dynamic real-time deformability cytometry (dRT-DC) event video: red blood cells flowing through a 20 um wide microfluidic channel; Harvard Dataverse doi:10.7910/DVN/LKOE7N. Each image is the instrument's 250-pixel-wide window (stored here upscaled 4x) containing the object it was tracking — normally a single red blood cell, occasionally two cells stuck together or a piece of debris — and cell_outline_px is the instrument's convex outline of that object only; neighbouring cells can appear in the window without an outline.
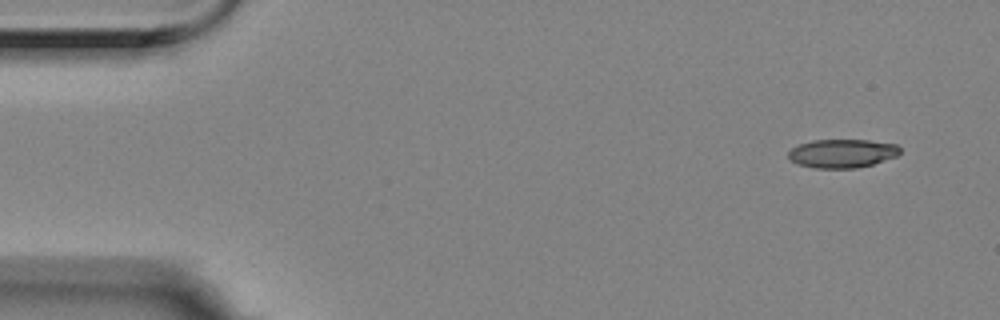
{"species": "Egyptian fruit bat (a non-hibernating species)", "species_latin": "Rousettus aegyptiacus", "temperature_condition": "room temperature", "stored_images_in_passage": 6, "camera_frame_rate_fps": 3000, "um_per_image_px": 0.085, "animal": {"sex": "female"}, "frame": {"image": 1, "passage_image": 1, "time_ms": 0.0, "image_size_px": [1000, 320], "cell_outline_px": [[900, 152], [896, 156], [872, 164], [856, 168], [812, 168], [796, 164], [788, 156], [788, 152], [792, 148], [800, 144], [812, 140], [868, 140], [896, 144], [900, 148]], "centroid_in_image_um": [71.56, 13.04], "position_along_channel_um": 13.4, "area_um2": 18.55}}
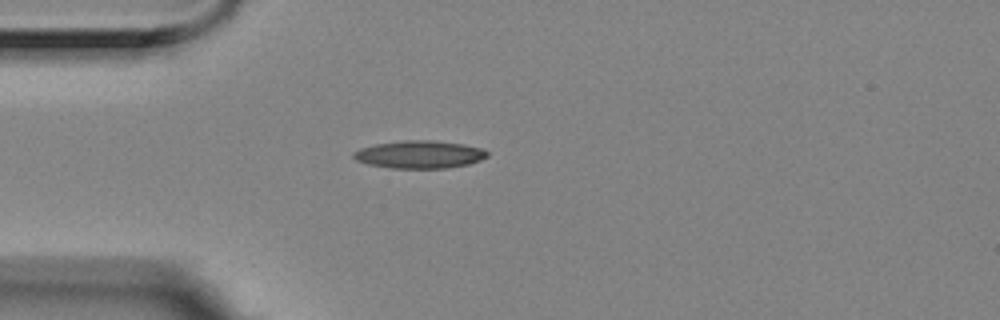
{"frame": {"image": 2, "passage_image": 4, "time_ms": 1.0, "image_size_px": [1000, 320], "cell_outline_px": [[488, 156], [480, 160], [468, 164], [448, 168], [392, 168], [368, 164], [356, 160], [352, 156], [352, 152], [360, 148], [376, 144], [404, 140], [436, 140], [464, 144], [484, 148], [488, 152]], "centroid_in_image_um": [35.68, 13.12], "position_along_channel_um": 49.3, "area_um2": 21.73}}
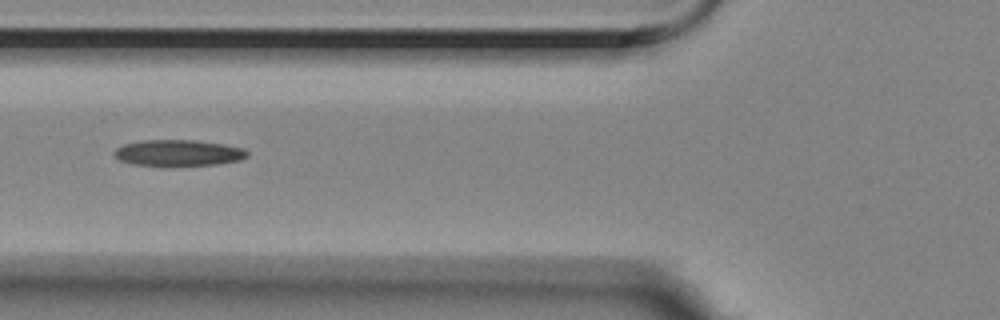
{"frame": {"image": 3, "passage_image": 6, "time_ms": 1.667, "image_size_px": [1000, 320], "cell_outline_px": [[248, 156], [240, 160], [216, 164], [132, 164], [120, 160], [112, 152], [116, 148], [124, 144], [140, 140], [196, 140], [224, 144], [244, 148], [248, 152]], "centroid_in_image_um": [15.17, 12.96], "position_along_channel_um": 110.6, "area_um2": 19.83}}